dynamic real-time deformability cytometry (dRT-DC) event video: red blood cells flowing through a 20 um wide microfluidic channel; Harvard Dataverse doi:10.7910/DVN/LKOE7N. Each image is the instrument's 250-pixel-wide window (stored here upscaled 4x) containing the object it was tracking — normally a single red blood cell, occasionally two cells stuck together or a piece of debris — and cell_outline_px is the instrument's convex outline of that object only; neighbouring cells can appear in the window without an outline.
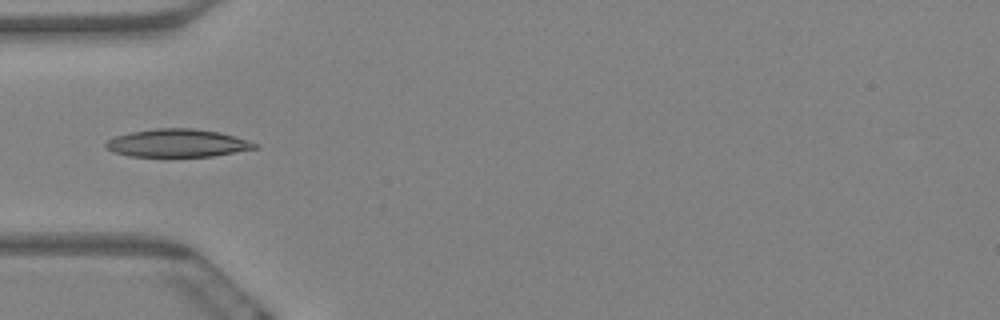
{"species": "Egyptian fruit bat (a non-hibernating species)", "species_latin": "Rousettus aegyptiacus", "temperature_condition": "warm", "stored_images_in_passage": 10, "camera_frame_rate_fps": 3000, "um_per_image_px": 0.085, "animal": {"sex": "female"}, "frame": {"image": 1, "passage_image": 6, "time_ms": 1.667, "image_size_px": [1000, 320], "cell_outline_px": [[256, 148], [212, 156], [128, 156], [116, 152], [108, 148], [104, 144], [108, 140], [116, 136], [132, 132], [152, 128], [192, 128], [220, 132], [236, 136], [248, 140], [256, 144]], "centroid_in_image_um": [15.09, 12.15], "position_along_channel_um": 69.9, "area_um2": 23.93}}
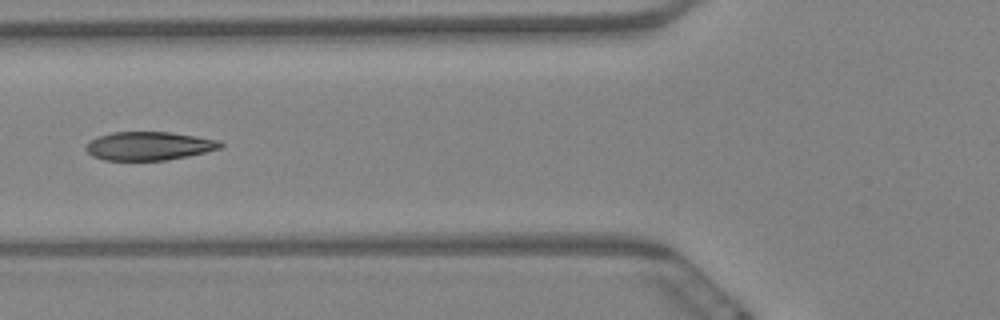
{"frame": {"image": 2, "passage_image": 7, "time_ms": 2.0, "image_size_px": [1000, 320], "cell_outline_px": [[224, 144], [220, 148], [188, 156], [164, 160], [104, 160], [92, 156], [84, 148], [92, 140], [100, 136], [112, 132], [168, 132], [196, 136], [220, 140]], "centroid_in_image_um": [12.67, 12.4], "position_along_channel_um": 113.1, "area_um2": 22.14}}
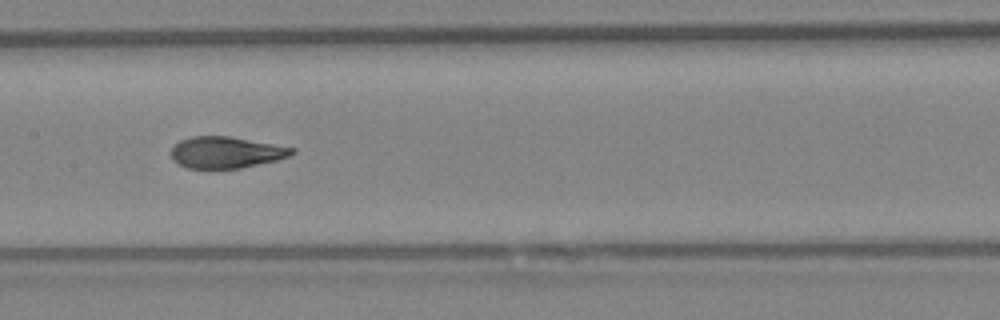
{"frame": {"image": 3, "passage_image": 9, "time_ms": 2.667, "image_size_px": [1000, 320], "cell_outline_px": [[296, 152], [288, 156], [276, 160], [240, 168], [188, 168], [172, 160], [172, 148], [180, 140], [192, 136], [228, 136], [296, 148]], "centroid_in_image_um": [19.21, 12.95], "position_along_channel_um": 188.2, "area_um2": 21.91}}